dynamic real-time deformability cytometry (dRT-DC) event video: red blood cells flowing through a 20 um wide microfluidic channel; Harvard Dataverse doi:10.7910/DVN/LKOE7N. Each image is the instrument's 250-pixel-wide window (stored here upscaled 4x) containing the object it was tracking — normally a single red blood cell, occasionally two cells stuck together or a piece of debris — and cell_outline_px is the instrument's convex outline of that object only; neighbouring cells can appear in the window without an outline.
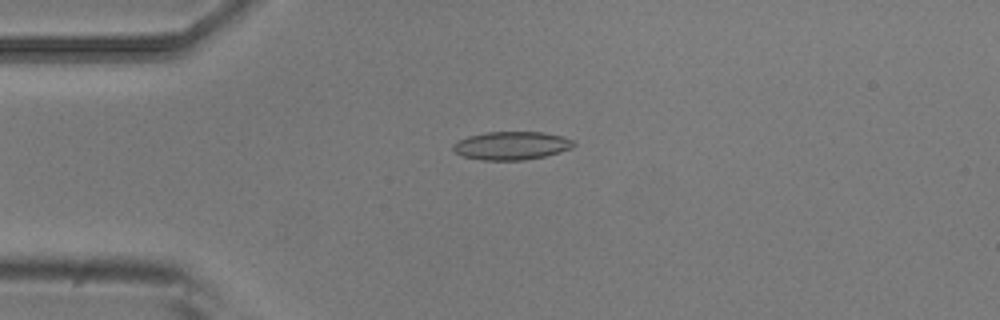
{"species": "common noctule bat (a hibernating species)", "species_latin": "Nyctalus noctula", "temperature_condition": "room temperature", "stored_images_in_passage": 14, "camera_frame_rate_fps": 3000, "um_per_image_px": 0.085, "animal": {"sex": "male", "body_mass_g": 20.5, "forearm_length_mm": 52.5}, "frame": {"image": 1, "passage_image": 3, "time_ms": 0.667, "image_size_px": [1000, 320], "cell_outline_px": [[576, 144], [572, 148], [560, 152], [544, 156], [524, 160], [480, 160], [464, 156], [456, 152], [452, 148], [452, 144], [468, 136], [484, 132], [544, 132], [560, 136], [572, 140]], "centroid_in_image_um": [43.47, 12.38], "position_along_channel_um": 41.5, "area_um2": 19.77}}
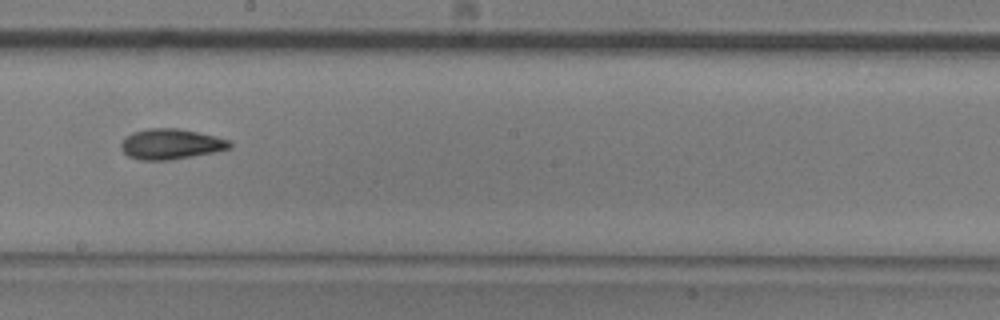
{"frame": {"image": 2, "passage_image": 8, "time_ms": 2.333, "image_size_px": [1000, 320], "cell_outline_px": [[232, 148], [216, 152], [172, 160], [140, 160], [128, 156], [120, 148], [120, 144], [132, 132], [148, 128], [176, 128], [216, 136], [228, 140], [232, 144]], "centroid_in_image_um": [14.54, 12.25], "position_along_channel_um": 233.7, "area_um2": 19.31}}
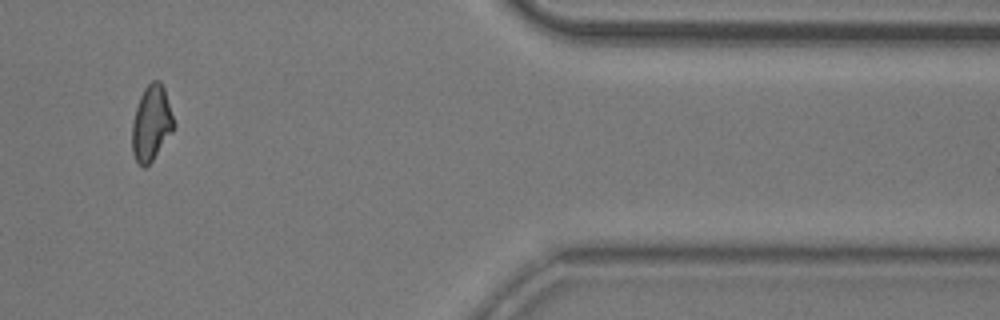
{"frame": {"image": 3, "passage_image": 12, "time_ms": 3.667, "image_size_px": [1000, 320], "cell_outline_px": [[176, 128], [152, 160], [144, 168], [136, 160], [132, 152], [132, 124], [136, 108], [140, 96], [144, 88], [152, 80], [160, 80], [164, 88], [176, 124]], "centroid_in_image_um": [12.89, 10.46], "position_along_channel_um": 398.5, "area_um2": 18.38}}